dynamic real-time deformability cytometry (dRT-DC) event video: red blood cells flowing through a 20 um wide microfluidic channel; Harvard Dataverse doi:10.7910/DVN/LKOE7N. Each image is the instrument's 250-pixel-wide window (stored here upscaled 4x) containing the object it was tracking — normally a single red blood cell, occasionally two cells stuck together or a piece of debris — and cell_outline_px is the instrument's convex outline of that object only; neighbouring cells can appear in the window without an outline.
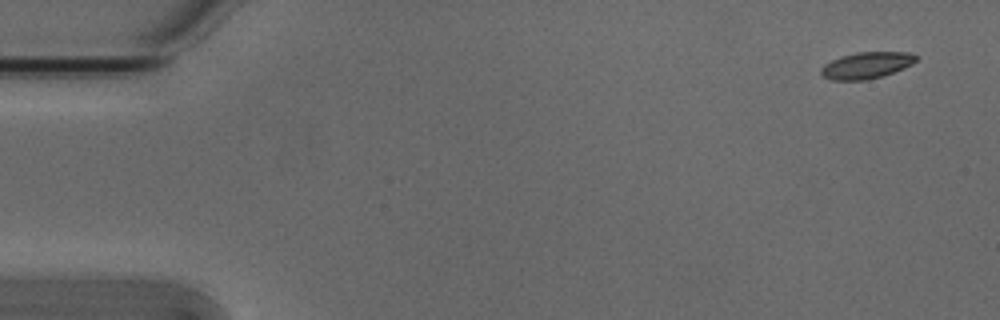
{"species": "Egyptian fruit bat (a non-hibernating species)", "species_latin": "Rousettus aegyptiacus", "temperature_condition": "cold", "stored_images_in_passage": 5, "segment_of_instrument_passage": [1, 2], "camera_frame_rate_fps": 3000, "um_per_image_px": 0.085, "animal": {"sex": "male"}, "frame": {"image": 1, "passage_image": 1, "time_ms": 0.0, "image_size_px": [1000, 320], "cell_outline_px": [[916, 60], [912, 64], [904, 68], [868, 80], [832, 80], [824, 76], [820, 72], [820, 68], [824, 64], [840, 56], [856, 52], [908, 52], [916, 56]], "centroid_in_image_um": [73.62, 5.55], "position_along_channel_um": 11.4, "area_um2": 14.57}}
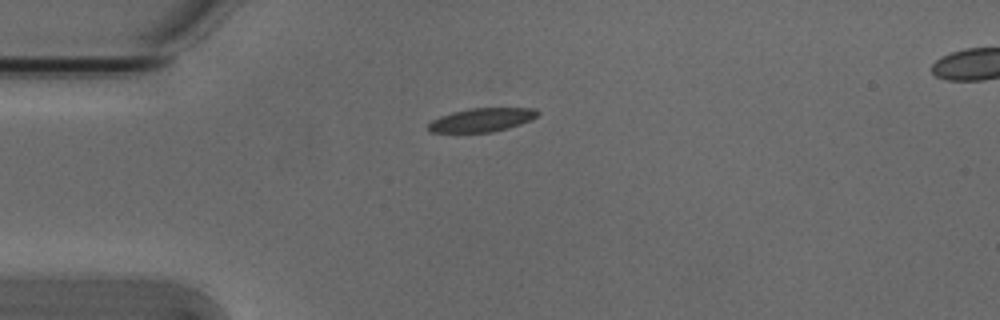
{"frame": {"image": 2, "passage_image": 4, "time_ms": 1.0, "image_size_px": [1000, 320], "cell_outline_px": [[540, 112], [532, 120], [508, 128], [492, 132], [428, 132], [428, 124], [432, 120], [440, 116], [452, 112], [468, 108], [536, 108]], "centroid_in_image_um": [40.96, 10.18], "position_along_channel_um": 44.0, "area_um2": 15.09}}